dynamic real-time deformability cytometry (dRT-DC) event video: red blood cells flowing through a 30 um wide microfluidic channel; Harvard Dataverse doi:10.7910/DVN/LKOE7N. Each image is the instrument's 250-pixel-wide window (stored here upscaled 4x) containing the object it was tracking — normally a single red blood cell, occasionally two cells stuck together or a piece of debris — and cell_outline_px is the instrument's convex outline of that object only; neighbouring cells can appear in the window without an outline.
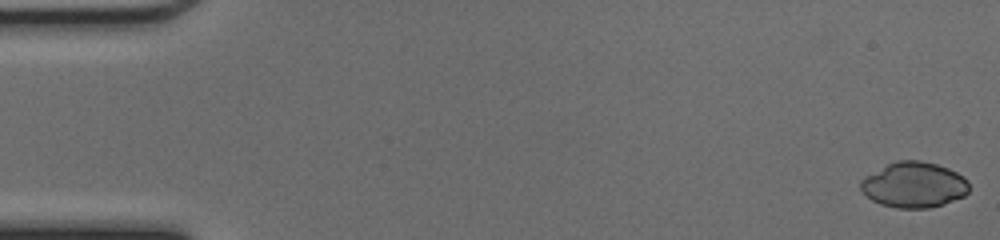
{"species": "common noctule bat (a hibernating species)", "species_latin": "Nyctalus noctula", "temperature_condition": "cold", "stored_images_in_passage": 48, "camera_frame_rate_fps": 3000, "um_per_image_px": 0.085, "animal": {"sex": "female", "body_mass_g": 17.0, "forearm_length_mm": 48.0}, "frame": {"image": 1, "passage_image": 1, "time_ms": 0.0, "image_size_px": [1000, 240], "cell_outline_px": [[968, 192], [964, 196], [944, 204], [928, 208], [896, 208], [880, 204], [872, 200], [860, 188], [860, 180], [864, 176], [896, 160], [920, 160], [936, 164], [948, 168], [964, 176], [968, 180]], "centroid_in_image_um": [77.69, 15.71], "position_along_channel_um": 7.3, "area_um2": 28.84}}
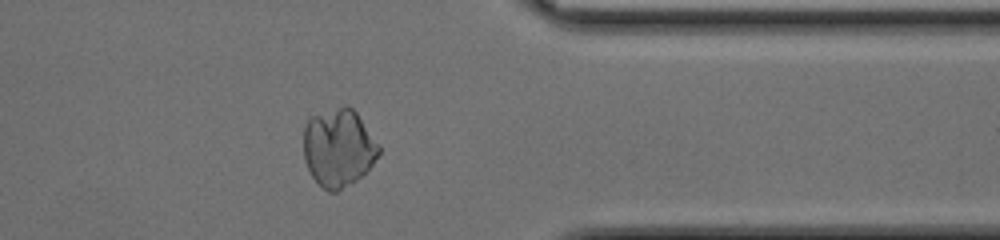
{"frame": {"image": 2, "passage_image": 39, "time_ms": 12.667, "image_size_px": [1000, 240], "cell_outline_px": [[380, 152], [372, 164], [356, 180], [336, 192], [328, 192], [312, 176], [304, 160], [304, 124], [312, 116], [344, 104], [348, 104], [356, 112], [380, 144]], "centroid_in_image_um": [28.77, 12.53], "position_along_channel_um": 382.6, "area_um2": 34.16}}